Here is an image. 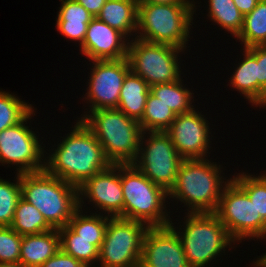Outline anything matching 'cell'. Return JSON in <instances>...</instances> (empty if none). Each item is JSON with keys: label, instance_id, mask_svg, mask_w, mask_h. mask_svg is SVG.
Returning a JSON list of instances; mask_svg holds the SVG:
<instances>
[{"label": "cell", "instance_id": "cb8c5ba5", "mask_svg": "<svg viewBox=\"0 0 266 267\" xmlns=\"http://www.w3.org/2000/svg\"><path fill=\"white\" fill-rule=\"evenodd\" d=\"M87 213V211L79 208L68 222V226L80 238L91 241V244L100 249L110 216L92 212L89 215Z\"/></svg>", "mask_w": 266, "mask_h": 267}, {"label": "cell", "instance_id": "603a6c76", "mask_svg": "<svg viewBox=\"0 0 266 267\" xmlns=\"http://www.w3.org/2000/svg\"><path fill=\"white\" fill-rule=\"evenodd\" d=\"M182 79L183 77L176 82L150 86V92L169 106L176 115L191 111L196 106L194 101L197 99L194 100L193 88H188Z\"/></svg>", "mask_w": 266, "mask_h": 267}, {"label": "cell", "instance_id": "3957f363", "mask_svg": "<svg viewBox=\"0 0 266 267\" xmlns=\"http://www.w3.org/2000/svg\"><path fill=\"white\" fill-rule=\"evenodd\" d=\"M185 214L184 221L179 222L180 219L177 218L179 226L177 222L172 221L169 225L177 232L186 260L191 267H210V264L213 267L219 257L226 255L228 247V252H232V248H237V244L215 213Z\"/></svg>", "mask_w": 266, "mask_h": 267}, {"label": "cell", "instance_id": "277c9868", "mask_svg": "<svg viewBox=\"0 0 266 267\" xmlns=\"http://www.w3.org/2000/svg\"><path fill=\"white\" fill-rule=\"evenodd\" d=\"M21 198L31 203L53 229L66 225L79 209L78 188L45 169L20 174Z\"/></svg>", "mask_w": 266, "mask_h": 267}, {"label": "cell", "instance_id": "ffe728a7", "mask_svg": "<svg viewBox=\"0 0 266 267\" xmlns=\"http://www.w3.org/2000/svg\"><path fill=\"white\" fill-rule=\"evenodd\" d=\"M60 249L58 229L40 234L23 235L19 262L29 267H40Z\"/></svg>", "mask_w": 266, "mask_h": 267}, {"label": "cell", "instance_id": "30bf717a", "mask_svg": "<svg viewBox=\"0 0 266 267\" xmlns=\"http://www.w3.org/2000/svg\"><path fill=\"white\" fill-rule=\"evenodd\" d=\"M215 214L239 246L242 240L266 239V222L257 217L254 203L233 180L224 187Z\"/></svg>", "mask_w": 266, "mask_h": 267}, {"label": "cell", "instance_id": "d590c367", "mask_svg": "<svg viewBox=\"0 0 266 267\" xmlns=\"http://www.w3.org/2000/svg\"><path fill=\"white\" fill-rule=\"evenodd\" d=\"M81 4L93 17H97L107 0H75Z\"/></svg>", "mask_w": 266, "mask_h": 267}, {"label": "cell", "instance_id": "83f0119b", "mask_svg": "<svg viewBox=\"0 0 266 267\" xmlns=\"http://www.w3.org/2000/svg\"><path fill=\"white\" fill-rule=\"evenodd\" d=\"M60 248L68 255L82 261L88 267H96L99 249L91 241L80 238L68 225L58 229Z\"/></svg>", "mask_w": 266, "mask_h": 267}, {"label": "cell", "instance_id": "44dd1931", "mask_svg": "<svg viewBox=\"0 0 266 267\" xmlns=\"http://www.w3.org/2000/svg\"><path fill=\"white\" fill-rule=\"evenodd\" d=\"M97 18L123 33L129 40L136 38L138 27L136 0H107Z\"/></svg>", "mask_w": 266, "mask_h": 267}, {"label": "cell", "instance_id": "836d02e7", "mask_svg": "<svg viewBox=\"0 0 266 267\" xmlns=\"http://www.w3.org/2000/svg\"><path fill=\"white\" fill-rule=\"evenodd\" d=\"M258 106L266 109V45H257Z\"/></svg>", "mask_w": 266, "mask_h": 267}, {"label": "cell", "instance_id": "9c48e42d", "mask_svg": "<svg viewBox=\"0 0 266 267\" xmlns=\"http://www.w3.org/2000/svg\"><path fill=\"white\" fill-rule=\"evenodd\" d=\"M36 110L34 108L22 121L0 132V166H16L14 169L18 174L45 169L46 145L41 141L44 137L40 139L39 132L34 131L30 124Z\"/></svg>", "mask_w": 266, "mask_h": 267}, {"label": "cell", "instance_id": "484cf974", "mask_svg": "<svg viewBox=\"0 0 266 267\" xmlns=\"http://www.w3.org/2000/svg\"><path fill=\"white\" fill-rule=\"evenodd\" d=\"M207 19L221 27V30L237 37L243 27L244 16L233 0H207Z\"/></svg>", "mask_w": 266, "mask_h": 267}, {"label": "cell", "instance_id": "ba28073f", "mask_svg": "<svg viewBox=\"0 0 266 267\" xmlns=\"http://www.w3.org/2000/svg\"><path fill=\"white\" fill-rule=\"evenodd\" d=\"M184 52L170 45L134 38L129 41L127 58L131 71L153 86L176 82L182 77L183 63L180 62H183L181 54Z\"/></svg>", "mask_w": 266, "mask_h": 267}, {"label": "cell", "instance_id": "e0dca14e", "mask_svg": "<svg viewBox=\"0 0 266 267\" xmlns=\"http://www.w3.org/2000/svg\"><path fill=\"white\" fill-rule=\"evenodd\" d=\"M129 39L120 31L94 17L88 24L79 51L90 61L127 58Z\"/></svg>", "mask_w": 266, "mask_h": 267}, {"label": "cell", "instance_id": "5bb4252c", "mask_svg": "<svg viewBox=\"0 0 266 267\" xmlns=\"http://www.w3.org/2000/svg\"><path fill=\"white\" fill-rule=\"evenodd\" d=\"M78 197L79 208L84 211H88L90 207L86 204H89L93 206L89 210L95 208L96 211L88 212L123 218L124 198L120 181V164H111L106 170L87 179L78 187Z\"/></svg>", "mask_w": 266, "mask_h": 267}, {"label": "cell", "instance_id": "7c38bea8", "mask_svg": "<svg viewBox=\"0 0 266 267\" xmlns=\"http://www.w3.org/2000/svg\"><path fill=\"white\" fill-rule=\"evenodd\" d=\"M183 160L165 132H142L138 156L132 164L152 183L169 192Z\"/></svg>", "mask_w": 266, "mask_h": 267}, {"label": "cell", "instance_id": "52a82bcc", "mask_svg": "<svg viewBox=\"0 0 266 267\" xmlns=\"http://www.w3.org/2000/svg\"><path fill=\"white\" fill-rule=\"evenodd\" d=\"M81 120L96 136L112 164H132L136 160L142 134L139 121L117 108L89 111Z\"/></svg>", "mask_w": 266, "mask_h": 267}, {"label": "cell", "instance_id": "ab89813d", "mask_svg": "<svg viewBox=\"0 0 266 267\" xmlns=\"http://www.w3.org/2000/svg\"><path fill=\"white\" fill-rule=\"evenodd\" d=\"M0 267H29V266H26L21 262H12V263H0Z\"/></svg>", "mask_w": 266, "mask_h": 267}, {"label": "cell", "instance_id": "d6986e66", "mask_svg": "<svg viewBox=\"0 0 266 267\" xmlns=\"http://www.w3.org/2000/svg\"><path fill=\"white\" fill-rule=\"evenodd\" d=\"M61 5L57 13L56 29L70 41L81 46L87 32L88 24L94 18L81 4L75 0H59Z\"/></svg>", "mask_w": 266, "mask_h": 267}, {"label": "cell", "instance_id": "6da1fadb", "mask_svg": "<svg viewBox=\"0 0 266 267\" xmlns=\"http://www.w3.org/2000/svg\"><path fill=\"white\" fill-rule=\"evenodd\" d=\"M75 121L60 142L48 143L52 147L45 152V170L78 188L112 163L93 132L82 120Z\"/></svg>", "mask_w": 266, "mask_h": 267}, {"label": "cell", "instance_id": "f1b7e54d", "mask_svg": "<svg viewBox=\"0 0 266 267\" xmlns=\"http://www.w3.org/2000/svg\"><path fill=\"white\" fill-rule=\"evenodd\" d=\"M175 118V112L150 92L139 123L142 132H165Z\"/></svg>", "mask_w": 266, "mask_h": 267}, {"label": "cell", "instance_id": "f546056e", "mask_svg": "<svg viewBox=\"0 0 266 267\" xmlns=\"http://www.w3.org/2000/svg\"><path fill=\"white\" fill-rule=\"evenodd\" d=\"M247 171L234 173L232 180L248 195L257 210V217L266 222V171L260 175Z\"/></svg>", "mask_w": 266, "mask_h": 267}, {"label": "cell", "instance_id": "5b68a950", "mask_svg": "<svg viewBox=\"0 0 266 267\" xmlns=\"http://www.w3.org/2000/svg\"><path fill=\"white\" fill-rule=\"evenodd\" d=\"M195 4H138V27L136 38L150 43L170 45L182 50L190 46ZM192 26V27H191ZM188 47V48H187Z\"/></svg>", "mask_w": 266, "mask_h": 267}, {"label": "cell", "instance_id": "e575fe53", "mask_svg": "<svg viewBox=\"0 0 266 267\" xmlns=\"http://www.w3.org/2000/svg\"><path fill=\"white\" fill-rule=\"evenodd\" d=\"M40 267H88L82 261L75 259L60 249Z\"/></svg>", "mask_w": 266, "mask_h": 267}, {"label": "cell", "instance_id": "1f68e13d", "mask_svg": "<svg viewBox=\"0 0 266 267\" xmlns=\"http://www.w3.org/2000/svg\"><path fill=\"white\" fill-rule=\"evenodd\" d=\"M12 181L0 177V227L11 226L21 198L20 174L16 173Z\"/></svg>", "mask_w": 266, "mask_h": 267}, {"label": "cell", "instance_id": "ac0fdd59", "mask_svg": "<svg viewBox=\"0 0 266 267\" xmlns=\"http://www.w3.org/2000/svg\"><path fill=\"white\" fill-rule=\"evenodd\" d=\"M238 64L235 65L233 73L228 80L229 87L239 92L240 96L247 99L251 104L258 108V64L257 46L242 48ZM241 55L243 58L241 59ZM242 94V95H241Z\"/></svg>", "mask_w": 266, "mask_h": 267}, {"label": "cell", "instance_id": "9a60e30c", "mask_svg": "<svg viewBox=\"0 0 266 267\" xmlns=\"http://www.w3.org/2000/svg\"><path fill=\"white\" fill-rule=\"evenodd\" d=\"M198 109L193 108L186 113L177 114L165 131L183 159H206L212 151L213 136L210 125H214L210 124L208 117Z\"/></svg>", "mask_w": 266, "mask_h": 267}, {"label": "cell", "instance_id": "f35d334b", "mask_svg": "<svg viewBox=\"0 0 266 267\" xmlns=\"http://www.w3.org/2000/svg\"><path fill=\"white\" fill-rule=\"evenodd\" d=\"M251 262L252 263L250 264H252L253 267H266V252L263 253V255L261 256L257 255V259L256 260L253 259V261Z\"/></svg>", "mask_w": 266, "mask_h": 267}, {"label": "cell", "instance_id": "7a4b0ae2", "mask_svg": "<svg viewBox=\"0 0 266 267\" xmlns=\"http://www.w3.org/2000/svg\"><path fill=\"white\" fill-rule=\"evenodd\" d=\"M224 169L210 158L184 159L168 192L169 201L183 204L185 213H215L224 187L232 180Z\"/></svg>", "mask_w": 266, "mask_h": 267}, {"label": "cell", "instance_id": "7402d4cb", "mask_svg": "<svg viewBox=\"0 0 266 267\" xmlns=\"http://www.w3.org/2000/svg\"><path fill=\"white\" fill-rule=\"evenodd\" d=\"M149 93L150 86L148 83L141 76L130 71L121 87L117 109L124 112L128 117L140 121L144 115Z\"/></svg>", "mask_w": 266, "mask_h": 267}, {"label": "cell", "instance_id": "74e56055", "mask_svg": "<svg viewBox=\"0 0 266 267\" xmlns=\"http://www.w3.org/2000/svg\"><path fill=\"white\" fill-rule=\"evenodd\" d=\"M138 4H195L194 0H136Z\"/></svg>", "mask_w": 266, "mask_h": 267}, {"label": "cell", "instance_id": "4fadbf2b", "mask_svg": "<svg viewBox=\"0 0 266 267\" xmlns=\"http://www.w3.org/2000/svg\"><path fill=\"white\" fill-rule=\"evenodd\" d=\"M92 63V67H91ZM89 78L86 83L87 91L82 96L85 104L88 106L84 109L80 118L81 120L89 111L99 109L117 108L121 87L126 75L131 71L128 58L119 60H95L91 61Z\"/></svg>", "mask_w": 266, "mask_h": 267}, {"label": "cell", "instance_id": "8992f818", "mask_svg": "<svg viewBox=\"0 0 266 267\" xmlns=\"http://www.w3.org/2000/svg\"><path fill=\"white\" fill-rule=\"evenodd\" d=\"M120 181L124 219L138 221L148 227L167 226L173 221L171 211L167 209L171 203H168V192L152 183L133 164H120Z\"/></svg>", "mask_w": 266, "mask_h": 267}, {"label": "cell", "instance_id": "4dcf8cb0", "mask_svg": "<svg viewBox=\"0 0 266 267\" xmlns=\"http://www.w3.org/2000/svg\"><path fill=\"white\" fill-rule=\"evenodd\" d=\"M33 109L32 103L0 89V132L22 121Z\"/></svg>", "mask_w": 266, "mask_h": 267}, {"label": "cell", "instance_id": "4316f807", "mask_svg": "<svg viewBox=\"0 0 266 267\" xmlns=\"http://www.w3.org/2000/svg\"><path fill=\"white\" fill-rule=\"evenodd\" d=\"M10 227L22 236L40 234L53 229L41 212L22 198L17 203Z\"/></svg>", "mask_w": 266, "mask_h": 267}, {"label": "cell", "instance_id": "d6a6232c", "mask_svg": "<svg viewBox=\"0 0 266 267\" xmlns=\"http://www.w3.org/2000/svg\"><path fill=\"white\" fill-rule=\"evenodd\" d=\"M22 235L10 226L0 227V263L20 261Z\"/></svg>", "mask_w": 266, "mask_h": 267}, {"label": "cell", "instance_id": "8d00e7d4", "mask_svg": "<svg viewBox=\"0 0 266 267\" xmlns=\"http://www.w3.org/2000/svg\"><path fill=\"white\" fill-rule=\"evenodd\" d=\"M242 15L250 13L260 0H233Z\"/></svg>", "mask_w": 266, "mask_h": 267}, {"label": "cell", "instance_id": "2e32d148", "mask_svg": "<svg viewBox=\"0 0 266 267\" xmlns=\"http://www.w3.org/2000/svg\"><path fill=\"white\" fill-rule=\"evenodd\" d=\"M140 267H191L177 232L170 226L146 231Z\"/></svg>", "mask_w": 266, "mask_h": 267}, {"label": "cell", "instance_id": "d4e9b609", "mask_svg": "<svg viewBox=\"0 0 266 267\" xmlns=\"http://www.w3.org/2000/svg\"><path fill=\"white\" fill-rule=\"evenodd\" d=\"M234 39L243 48L266 45V0H260L250 13L244 15L242 30Z\"/></svg>", "mask_w": 266, "mask_h": 267}, {"label": "cell", "instance_id": "8fae6325", "mask_svg": "<svg viewBox=\"0 0 266 267\" xmlns=\"http://www.w3.org/2000/svg\"><path fill=\"white\" fill-rule=\"evenodd\" d=\"M148 228L138 221L110 217L96 267H140Z\"/></svg>", "mask_w": 266, "mask_h": 267}]
</instances>
